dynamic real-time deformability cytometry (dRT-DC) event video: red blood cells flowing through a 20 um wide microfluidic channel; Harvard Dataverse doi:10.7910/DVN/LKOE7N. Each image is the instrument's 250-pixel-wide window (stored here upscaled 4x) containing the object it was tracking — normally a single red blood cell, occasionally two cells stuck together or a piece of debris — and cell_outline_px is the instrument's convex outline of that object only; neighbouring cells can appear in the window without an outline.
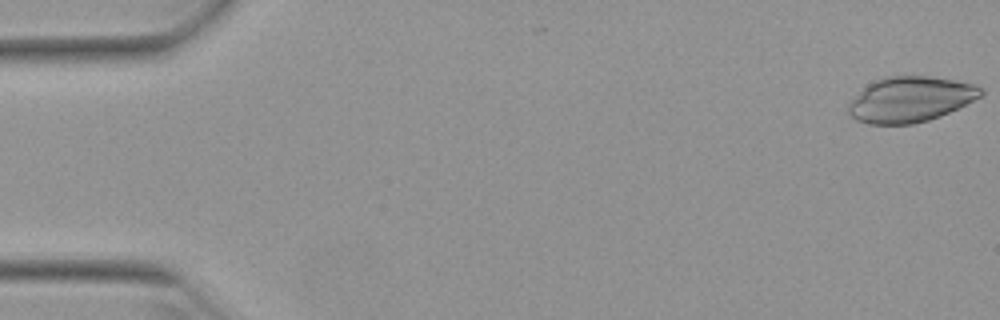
{"species": "Egyptian fruit bat (a non-hibernating species)", "species_latin": "Rousettus aegyptiacus", "temperature_condition": "warm", "stored_images_in_passage": 4, "camera_frame_rate_fps": 3000, "um_per_image_px": 0.085, "animal": {"sex": "female"}, "frame": {"image": 1, "passage_image": 1, "time_ms": 0.0, "image_size_px": [1000, 320], "cell_outline_px": [[984, 92], [980, 96], [940, 116], [928, 120], [912, 124], [868, 124], [856, 120], [848, 112], [848, 104], [872, 80], [884, 76], [928, 76], [952, 80], [972, 84], [980, 88]], "centroid_in_image_um": [77.32, 8.45], "position_along_channel_um": 7.7, "area_um2": 34.56}}